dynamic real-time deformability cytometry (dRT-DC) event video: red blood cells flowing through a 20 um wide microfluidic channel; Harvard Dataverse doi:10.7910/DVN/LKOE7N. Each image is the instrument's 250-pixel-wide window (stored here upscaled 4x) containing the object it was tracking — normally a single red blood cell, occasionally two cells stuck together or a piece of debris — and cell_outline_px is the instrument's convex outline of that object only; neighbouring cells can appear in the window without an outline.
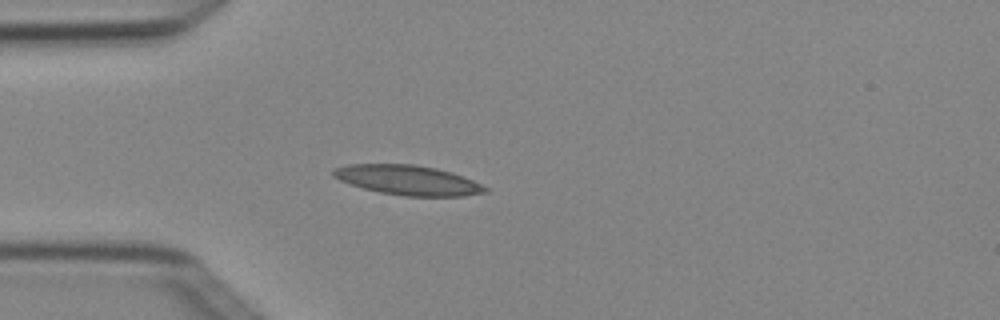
{"species": "Egyptian fruit bat (a non-hibernating species)", "species_latin": "Rousettus aegyptiacus", "temperature_condition": "cold", "stored_images_in_passage": 3, "camera_frame_rate_fps": 3000, "um_per_image_px": 0.085, "animal": {"sex": "female"}, "frame": {"image": 1, "passage_image": 3, "time_ms": 0.667, "image_size_px": [1000, 320], "cell_outline_px": [[488, 192], [464, 196], [404, 196], [380, 192], [364, 188], [340, 180], [332, 176], [332, 172], [336, 168], [348, 164], [416, 164], [436, 168], [452, 172], [472, 180], [488, 188]], "centroid_in_image_um": [34.69, 15.31], "position_along_channel_um": 50.3, "area_um2": 26.18}}